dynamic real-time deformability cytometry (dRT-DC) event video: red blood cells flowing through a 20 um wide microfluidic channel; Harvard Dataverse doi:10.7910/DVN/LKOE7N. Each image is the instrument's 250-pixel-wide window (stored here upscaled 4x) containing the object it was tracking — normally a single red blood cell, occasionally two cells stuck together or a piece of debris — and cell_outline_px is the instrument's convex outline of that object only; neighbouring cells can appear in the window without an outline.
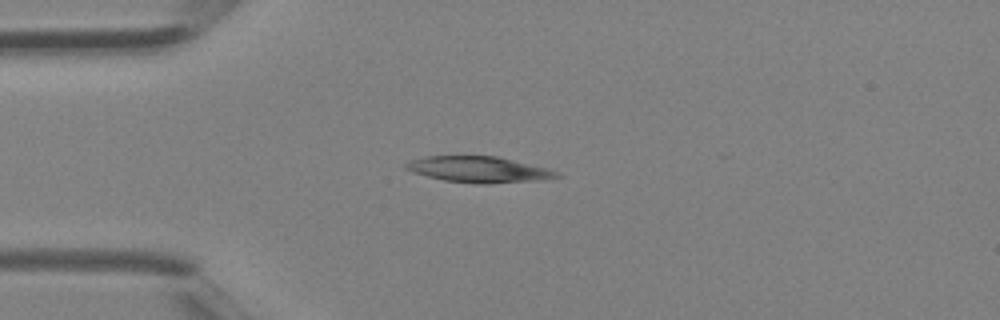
{"species": "Egyptian fruit bat (a non-hibernating species)", "species_latin": "Rousettus aegyptiacus", "temperature_condition": "room temperature", "stored_images_in_passage": 4, "camera_frame_rate_fps": 3000, "um_per_image_px": 0.085, "animal": {"sex": "female"}, "frame": {"image": 1, "passage_image": 4, "time_ms": 1.0, "image_size_px": [1000, 320], "cell_outline_px": [[564, 176], [544, 180], [488, 184], [476, 184], [444, 180], [412, 172], [404, 168], [404, 164], [412, 160], [424, 156], [496, 156], [548, 168], [560, 172]], "centroid_in_image_um": [40.76, 14.41], "position_along_channel_um": 44.2, "area_um2": 23.06}}